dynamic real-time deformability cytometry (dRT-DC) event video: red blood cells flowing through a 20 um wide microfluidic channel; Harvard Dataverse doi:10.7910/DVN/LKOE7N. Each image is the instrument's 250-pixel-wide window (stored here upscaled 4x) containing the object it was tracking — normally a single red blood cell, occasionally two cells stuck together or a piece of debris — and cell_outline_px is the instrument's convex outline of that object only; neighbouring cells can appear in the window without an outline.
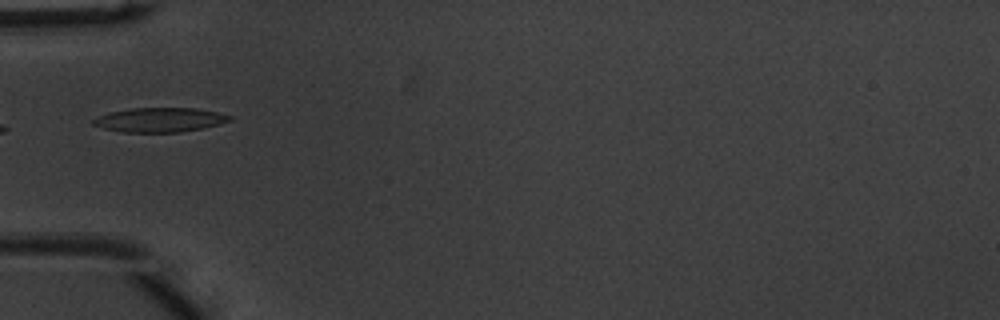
{"species": "common noctule bat (a hibernating species)", "species_latin": "Nyctalus noctula", "temperature_condition": "warm", "stored_images_in_passage": 22, "camera_frame_rate_fps": 3000, "um_per_image_px": 0.085, "animal": {"sex": "male", "body_mass_g": 20.1, "forearm_length_mm": 53.5}, "frame": {"image": 1, "passage_image": 1, "time_ms": 0.0, "image_size_px": [1000, 320], "cell_outline_px": [[236, 120], [204, 128], [180, 132], [120, 132], [104, 128], [92, 124], [92, 120], [108, 112], [128, 108], [196, 108], [216, 112], [232, 116]], "centroid_in_image_um": [13.62, 10.18], "position_along_channel_um": 71.4, "area_um2": 19.54}}